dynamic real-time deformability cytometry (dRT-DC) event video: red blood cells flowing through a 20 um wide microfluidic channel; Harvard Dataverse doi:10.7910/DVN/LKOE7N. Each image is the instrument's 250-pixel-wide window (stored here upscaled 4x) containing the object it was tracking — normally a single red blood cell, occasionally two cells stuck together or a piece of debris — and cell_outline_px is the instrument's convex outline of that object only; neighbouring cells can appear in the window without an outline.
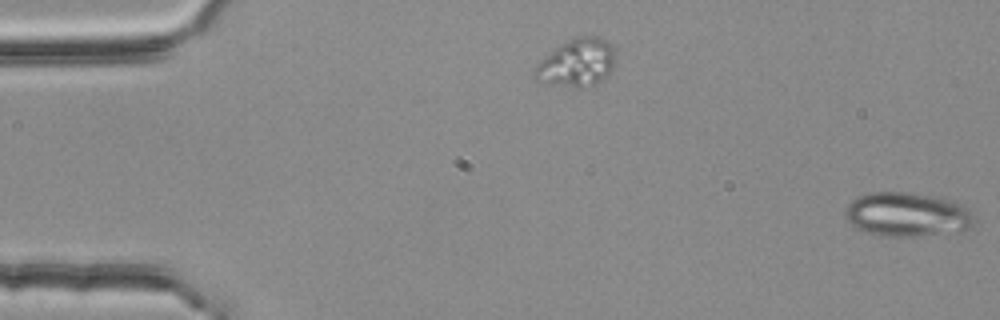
{"species": "common noctule bat (a hibernating species)", "species_latin": "Nyctalus noctula", "temperature_condition": "room temperature", "stored_images_in_passage": 3, "segment_of_instrument_passage": [2, 2], "camera_frame_rate_fps": 3000, "um_per_image_px": 0.085, "animal": {"sex": "female", "body_mass_g": 25.1}, "frame": {"image": 1, "passage_image": 3, "time_ms": 0.667, "image_size_px": [1000, 320], "cell_outline_px": [[972, 228], [956, 232], [908, 236], [884, 236], [868, 232], [856, 228], [844, 216], [844, 208], [856, 196], [868, 192], [908, 192], [940, 196], [956, 200], [964, 204], [968, 208], [972, 216]], "centroid_in_image_um": [77.11, 18.2], "position_along_channel_um": 7.9, "area_um2": 33.58}}